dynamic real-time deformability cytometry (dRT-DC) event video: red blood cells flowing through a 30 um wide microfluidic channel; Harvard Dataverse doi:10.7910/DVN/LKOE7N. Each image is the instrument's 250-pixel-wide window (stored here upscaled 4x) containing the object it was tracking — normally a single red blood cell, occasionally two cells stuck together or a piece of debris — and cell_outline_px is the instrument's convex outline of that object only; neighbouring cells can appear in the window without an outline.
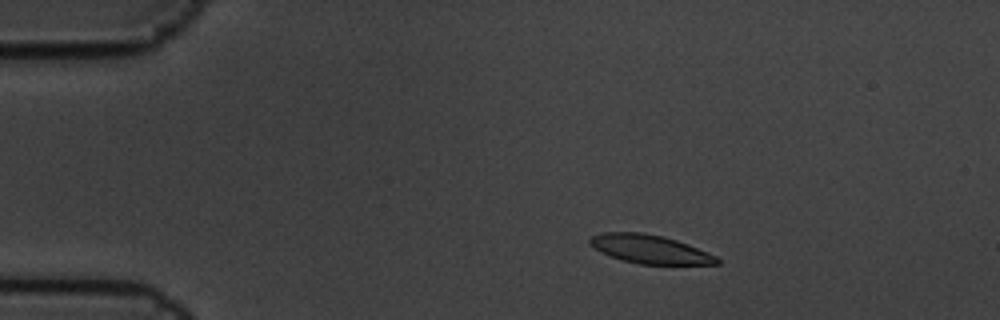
{"species": "common noctule bat (a hibernating species)", "species_latin": "Nyctalus noctula", "temperature_condition": "cold", "stored_images_in_passage": 4, "camera_frame_rate_fps": 3000, "um_per_image_px": 0.085, "animal": {"sex": "male", "body_mass_g": 19.5, "forearm_length_mm": 54.6}, "frame": {"image": 1, "passage_image": 2, "time_ms": 0.333, "image_size_px": [1000, 320], "cell_outline_px": [[720, 264], [640, 264], [624, 260], [600, 252], [588, 244], [588, 236], [604, 232], [640, 232], [660, 236], [676, 240], [688, 244], [708, 252], [716, 256], [720, 260]], "centroid_in_image_um": [55.2, 21.17], "position_along_channel_um": 29.8, "area_um2": 21.1}}